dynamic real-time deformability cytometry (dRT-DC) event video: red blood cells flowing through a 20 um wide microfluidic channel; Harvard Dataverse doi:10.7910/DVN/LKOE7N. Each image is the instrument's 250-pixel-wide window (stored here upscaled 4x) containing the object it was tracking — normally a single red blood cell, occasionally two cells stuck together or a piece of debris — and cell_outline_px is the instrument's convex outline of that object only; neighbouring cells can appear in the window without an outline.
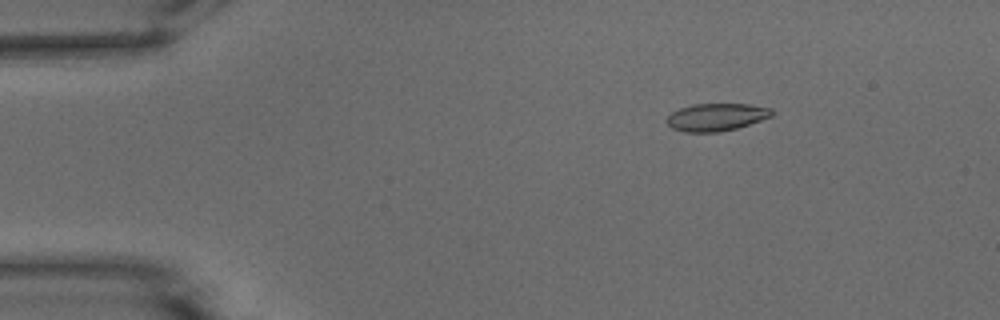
{"species": "common noctule bat (a hibernating species)", "species_latin": "Nyctalus noctula", "temperature_condition": "warm", "stored_images_in_passage": 13, "camera_frame_rate_fps": 3000, "um_per_image_px": 0.085, "animal": {"sex": "male", "body_mass_g": 15.6}, "frame": {"image": 1, "passage_image": 4, "time_ms": 1.0, "image_size_px": [1000, 320], "cell_outline_px": [[772, 116], [736, 128], [720, 132], [684, 132], [672, 128], [664, 120], [672, 112], [680, 108], [692, 104], [748, 104], [772, 108]], "centroid_in_image_um": [60.85, 9.95], "position_along_channel_um": 24.1, "area_um2": 16.82}}
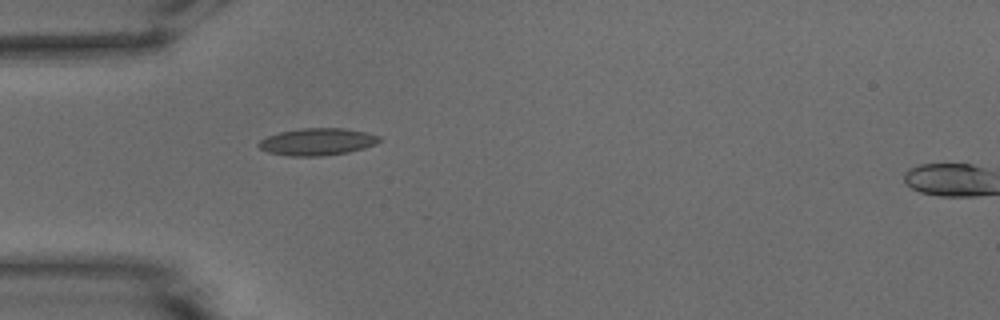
{"frame": {"image": 2, "passage_image": 12, "time_ms": 3.667, "image_size_px": [1000, 320], "cell_outline_px": [[380, 140], [376, 144], [364, 148], [348, 152], [320, 156], [288, 156], [268, 152], [260, 148], [256, 144], [260, 140], [268, 136], [280, 132], [300, 128], [344, 128], [364, 132], [380, 136]], "centroid_in_image_um": [26.95, 12.05], "position_along_channel_um": 58.0, "area_um2": 19.02}}